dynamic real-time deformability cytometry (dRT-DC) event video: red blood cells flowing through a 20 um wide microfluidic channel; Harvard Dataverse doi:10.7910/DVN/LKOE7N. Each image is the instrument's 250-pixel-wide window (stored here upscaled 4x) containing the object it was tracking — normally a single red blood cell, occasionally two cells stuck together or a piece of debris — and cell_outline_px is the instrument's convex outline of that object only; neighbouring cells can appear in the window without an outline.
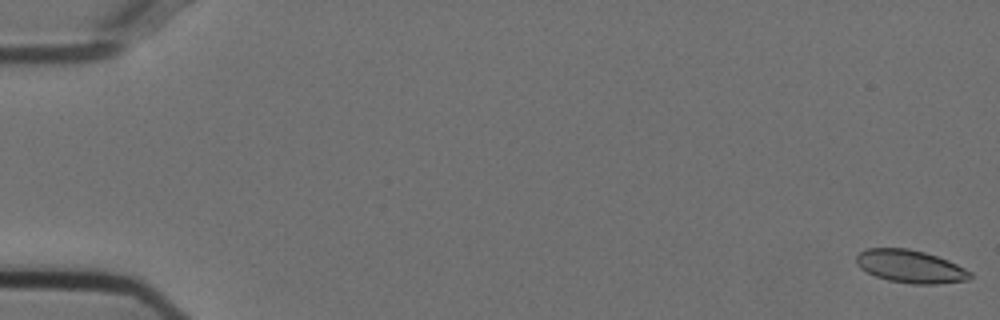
{"species": "Egyptian fruit bat (a non-hibernating species)", "species_latin": "Rousettus aegyptiacus", "temperature_condition": "cold", "stored_images_in_passage": 55, "camera_frame_rate_fps": 3000, "um_per_image_px": 0.085, "animal": {"sex": "female"}, "frame": {"image": 1, "passage_image": 1, "time_ms": 0.0, "image_size_px": [1000, 320], "cell_outline_px": [[972, 276], [968, 280], [936, 284], [912, 284], [888, 280], [876, 276], [860, 268], [856, 264], [856, 256], [860, 252], [868, 248], [908, 248], [924, 252], [948, 260], [972, 272]], "centroid_in_image_um": [77.38, 22.65], "position_along_channel_um": 7.6, "area_um2": 21.73}}
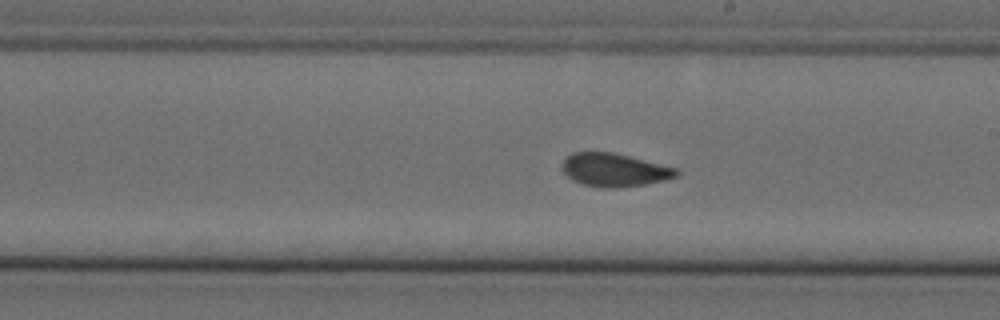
{"frame": {"image": 2, "passage_image": 32, "time_ms": 10.333, "image_size_px": [1000, 320], "cell_outline_px": [[680, 172], [676, 176], [664, 180], [644, 184], [616, 188], [600, 188], [584, 184], [572, 180], [560, 168], [564, 160], [572, 152], [612, 152], [676, 168]], "centroid_in_image_um": [52.18, 14.45], "position_along_channel_um": 236.8, "area_um2": 21.91}}
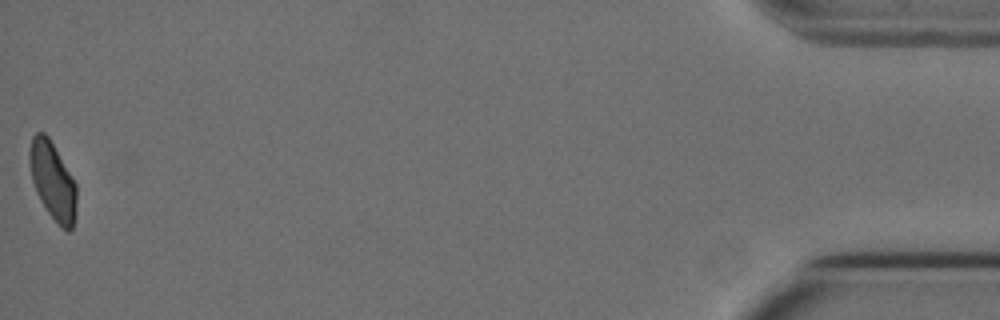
{"frame": {"image": 3, "passage_image": 55, "time_ms": 18.0, "image_size_px": [1000, 320], "cell_outline_px": [[76, 216], [72, 228], [68, 232], [60, 228], [48, 212], [40, 200], [36, 192], [32, 180], [28, 160], [28, 152], [32, 136], [36, 132], [44, 132], [48, 136], [76, 184]], "centroid_in_image_um": [4.46, 15.4], "position_along_channel_um": 430.7, "area_um2": 21.39}, "authors_computed_cell_mechanics": {"area_um2": 22.1952, "velocity_mm_per_s": 3.7323, "shape_relaxation_time_tau1_ms": 9.4261, "shape_relaxation_time_tau2_ms": 1.0973, "deformation_change_tau1": 0.1733, "deformation_change_tau2": 0.0747}}